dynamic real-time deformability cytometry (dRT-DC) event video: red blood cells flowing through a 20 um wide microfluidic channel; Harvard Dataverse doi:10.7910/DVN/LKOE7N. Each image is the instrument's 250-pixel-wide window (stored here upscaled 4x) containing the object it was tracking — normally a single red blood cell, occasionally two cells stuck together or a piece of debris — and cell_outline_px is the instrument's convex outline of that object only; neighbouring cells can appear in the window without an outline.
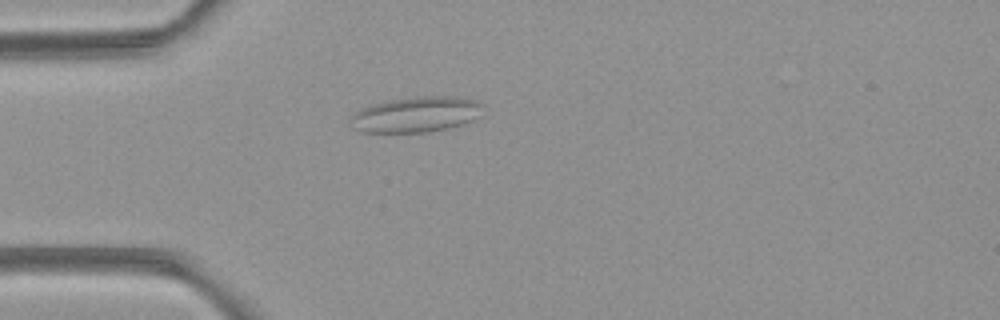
{"species": "common noctule bat (a hibernating species)", "species_latin": "Nyctalus noctula", "temperature_condition": "room temperature", "stored_images_in_passage": 1, "camera_frame_rate_fps": 3000, "um_per_image_px": 0.085, "animal": {"sex": "female", "body_mass_g": 21.9}, "frame": {"image": 1, "passage_image": 1, "time_ms": 0.0, "image_size_px": [1000, 320], "cell_outline_px": [[484, 104], [480, 116], [464, 124], [448, 128], [428, 132], [360, 132], [352, 128], [352, 116], [360, 108], [388, 100], [416, 96], [448, 96], [476, 100]], "centroid_in_image_um": [35.4, 9.73], "position_along_channel_um": 49.6, "area_um2": 27.51}}